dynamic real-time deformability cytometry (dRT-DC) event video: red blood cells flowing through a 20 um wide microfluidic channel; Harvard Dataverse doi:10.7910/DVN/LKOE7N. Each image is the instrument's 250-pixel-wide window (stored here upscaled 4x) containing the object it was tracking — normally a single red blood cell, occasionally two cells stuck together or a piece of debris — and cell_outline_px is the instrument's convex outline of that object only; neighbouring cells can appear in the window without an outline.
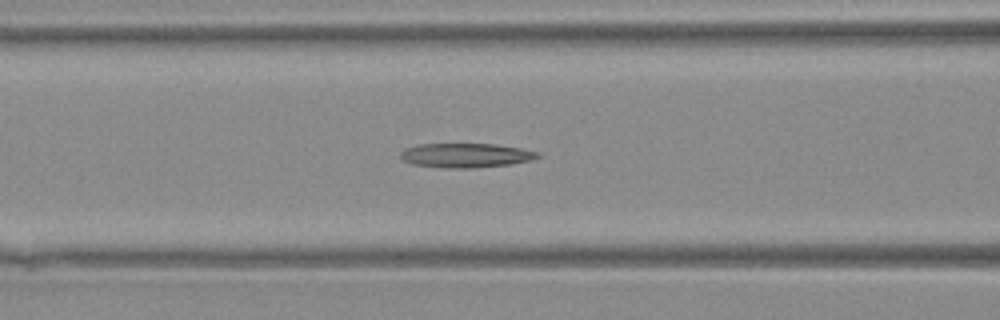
{"species": "Egyptian fruit bat (a non-hibernating species)", "species_latin": "Rousettus aegyptiacus", "temperature_condition": "warm", "stored_images_in_passage": 30, "camera_frame_rate_fps": 3000, "um_per_image_px": 0.085, "animal": {"sex": "female"}, "frame": {"image": 1, "passage_image": 5, "time_ms": 1.333, "image_size_px": [1000, 320], "cell_outline_px": [[540, 156], [532, 160], [508, 164], [472, 168], [448, 168], [412, 164], [404, 160], [400, 156], [400, 152], [404, 148], [420, 144], [496, 144], [520, 148], [540, 152]], "centroid_in_image_um": [39.59, 13.2], "position_along_channel_um": 127.0, "area_um2": 19.36}}
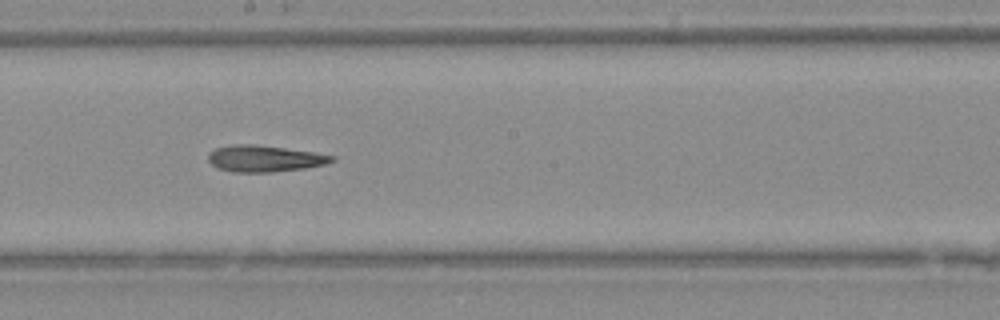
{"frame": {"image": 2, "passage_image": 11, "time_ms": 3.333, "image_size_px": [1000, 320], "cell_outline_px": [[336, 160], [324, 164], [304, 168], [268, 172], [232, 172], [220, 168], [212, 164], [208, 160], [208, 156], [216, 148], [232, 144], [256, 144], [312, 152], [336, 156]], "centroid_in_image_um": [22.49, 13.47], "position_along_channel_um": 225.7, "area_um2": 18.79}}
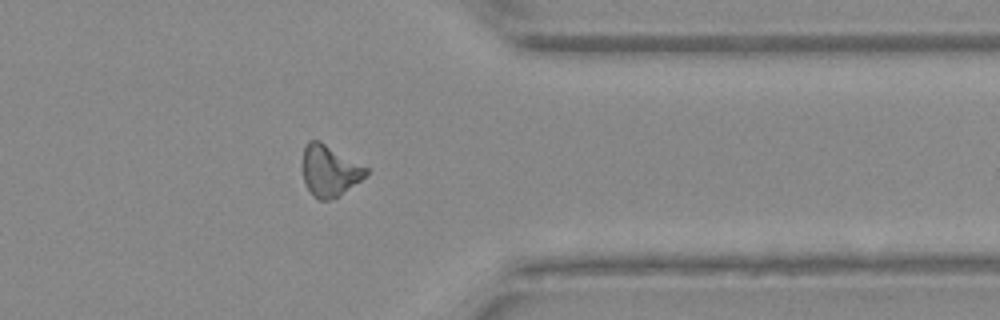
{"frame": {"image": 3, "passage_image": 21, "time_ms": 6.667, "image_size_px": [1000, 320], "cell_outline_px": [[368, 172], [360, 180], [336, 196], [328, 200], [320, 200], [312, 196], [304, 180], [304, 144], [308, 140], [320, 140], [368, 168]], "centroid_in_image_um": [27.99, 14.48], "position_along_channel_um": 383.4, "area_um2": 18.44}}